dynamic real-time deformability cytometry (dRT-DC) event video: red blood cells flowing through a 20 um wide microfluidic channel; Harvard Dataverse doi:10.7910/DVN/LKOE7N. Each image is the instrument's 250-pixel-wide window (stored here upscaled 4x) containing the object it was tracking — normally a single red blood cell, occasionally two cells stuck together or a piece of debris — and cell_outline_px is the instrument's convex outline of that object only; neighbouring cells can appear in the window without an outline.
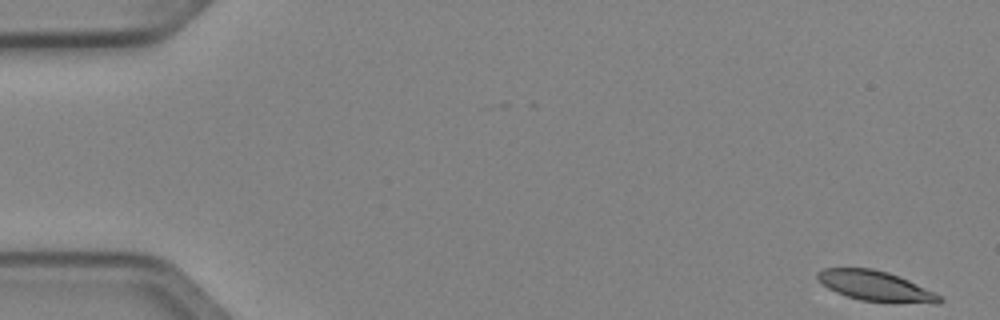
{"species": "Egyptian fruit bat (a non-hibernating species)", "species_latin": "Rousettus aegyptiacus", "temperature_condition": "cold", "stored_images_in_passage": 50, "camera_frame_rate_fps": 3000, "um_per_image_px": 0.085, "animal": {"sex": "female"}, "frame": {"image": 1, "passage_image": 1, "time_ms": 0.0, "image_size_px": [1000, 320], "cell_outline_px": [[944, 300], [940, 304], [892, 304], [860, 300], [836, 292], [828, 288], [816, 276], [816, 272], [824, 268], [872, 268], [888, 272], [900, 276], [940, 296]], "centroid_in_image_um": [74.47, 24.34], "position_along_channel_um": 10.5, "area_um2": 21.73}}
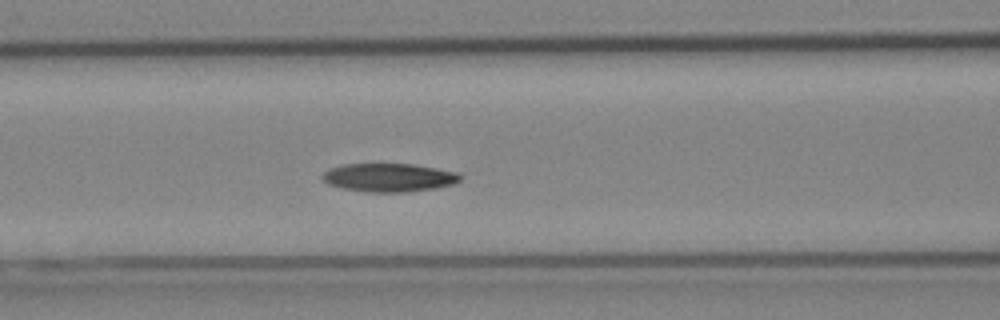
{"frame": {"image": 2, "passage_image": 21, "time_ms": 6.667, "image_size_px": [1000, 320], "cell_outline_px": [[460, 180], [452, 184], [436, 188], [404, 192], [372, 192], [344, 188], [328, 184], [320, 176], [328, 168], [340, 164], [412, 164], [460, 172]], "centroid_in_image_um": [33.05, 15.08], "position_along_channel_um": 133.6, "area_um2": 22.77}}
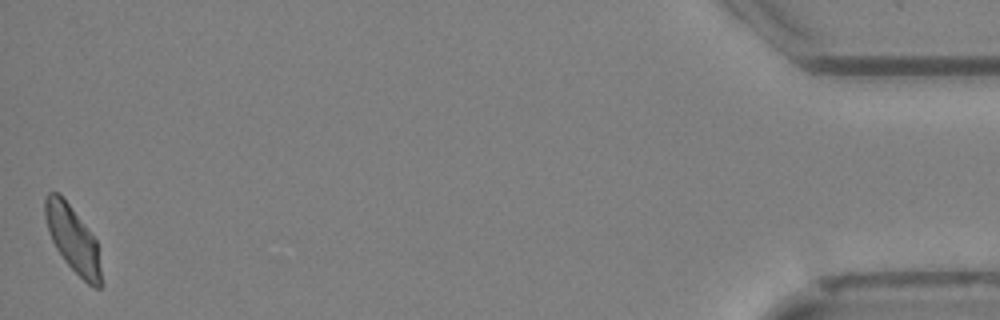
{"frame": {"image": 3, "passage_image": 50, "time_ms": 16.333, "image_size_px": [1000, 320], "cell_outline_px": [[100, 288], [92, 288], [64, 260], [56, 248], [52, 240], [44, 216], [44, 200], [48, 192], [56, 192], [68, 204], [96, 240], [100, 268]], "centroid_in_image_um": [6.16, 20.33], "position_along_channel_um": 429.0, "area_um2": 20.81}, "authors_computed_cell_mechanics": {"area_um2": 22.3686, "velocity_mm_per_s": 4.0021, "shape_relaxation_time_tau1_ms": 6.4976, "shape_relaxation_time_tau2_ms": null, "deformation_change_tau1": 0.1461, "deformation_change_tau2": null}}